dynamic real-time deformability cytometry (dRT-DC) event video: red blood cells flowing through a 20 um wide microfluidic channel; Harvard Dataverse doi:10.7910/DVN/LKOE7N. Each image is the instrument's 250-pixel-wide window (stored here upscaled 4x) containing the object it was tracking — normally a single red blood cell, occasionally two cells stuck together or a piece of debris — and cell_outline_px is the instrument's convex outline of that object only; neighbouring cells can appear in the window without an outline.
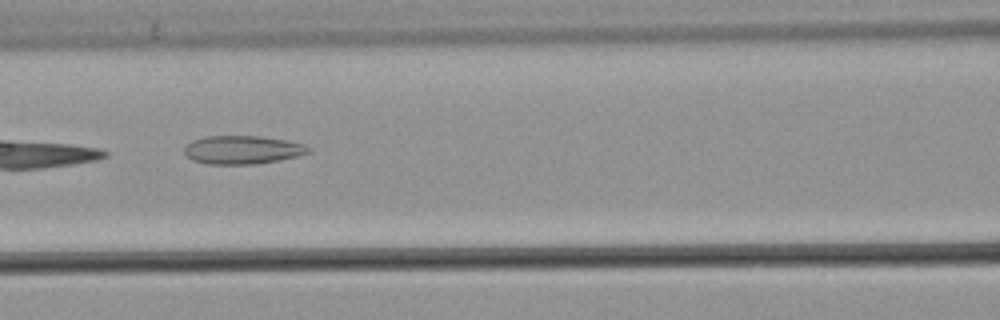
{"species": "common noctule bat (a hibernating species)", "species_latin": "Nyctalus noctula", "temperature_condition": "warm", "stored_images_in_passage": 7, "camera_frame_rate_fps": 3000, "um_per_image_px": 0.085, "animal": {"sex": "male", "body_mass_g": 21.5, "forearm_length_mm": 52.0}, "frame": {"image": 1, "passage_image": 5, "time_ms": 1.333, "image_size_px": [1000, 320], "cell_outline_px": [[312, 152], [280, 160], [256, 164], [208, 164], [192, 160], [184, 152], [184, 148], [192, 140], [204, 136], [260, 136], [288, 140], [304, 144], [312, 148]], "centroid_in_image_um": [20.64, 12.73], "position_along_channel_um": 146.0, "area_um2": 20.69}}